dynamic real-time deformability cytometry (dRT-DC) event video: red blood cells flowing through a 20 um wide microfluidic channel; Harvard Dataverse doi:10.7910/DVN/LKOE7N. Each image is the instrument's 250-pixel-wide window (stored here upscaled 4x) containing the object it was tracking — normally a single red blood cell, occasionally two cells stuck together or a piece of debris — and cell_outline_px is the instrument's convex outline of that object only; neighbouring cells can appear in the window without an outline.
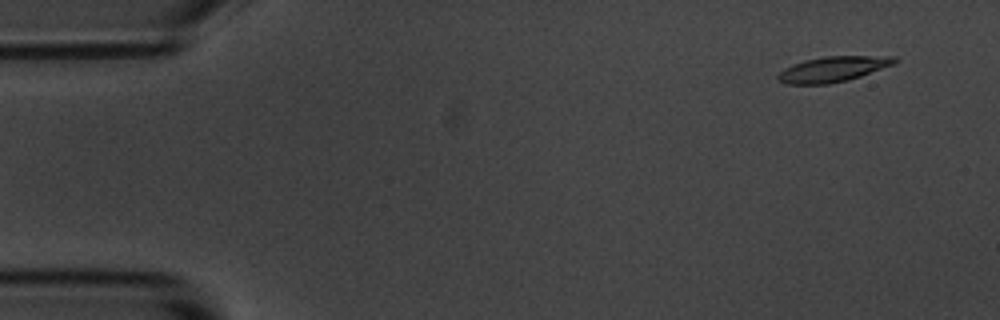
{"species": "common noctule bat (a hibernating species)", "species_latin": "Nyctalus noctula", "temperature_condition": "room temperature", "stored_images_in_passage": 7, "camera_frame_rate_fps": 3000, "um_per_image_px": 0.085, "animal": {"sex": "male", "body_mass_g": 20.1, "forearm_length_mm": 53.5}, "frame": {"image": 1, "passage_image": 1, "time_ms": 0.0, "image_size_px": [1000, 320], "cell_outline_px": [[900, 60], [892, 64], [860, 76], [848, 80], [828, 84], [788, 84], [776, 80], [776, 76], [784, 68], [792, 64], [804, 60], [824, 56], [896, 56]], "centroid_in_image_um": [70.76, 5.87], "position_along_channel_um": 14.2, "area_um2": 17.22}}
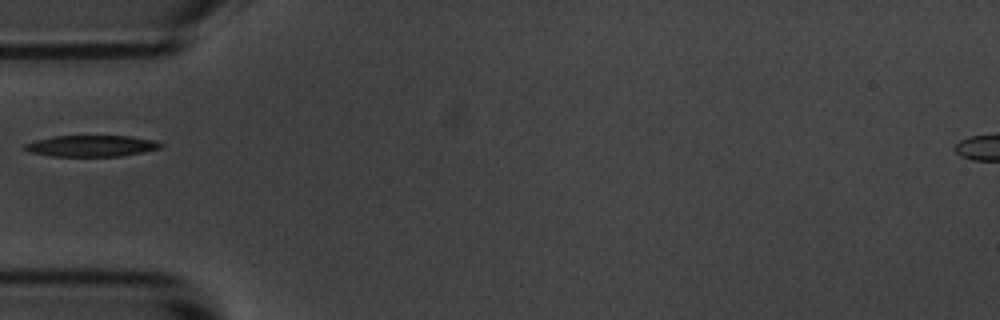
{"frame": {"image": 2, "passage_image": 5, "time_ms": 1.333, "image_size_px": [1000, 320], "cell_outline_px": [[164, 144], [160, 148], [144, 152], [120, 156], [52, 156], [32, 152], [20, 148], [24, 144], [36, 140], [52, 136], [132, 136], [156, 140]], "centroid_in_image_um": [7.79, 12.4], "position_along_channel_um": 77.2, "area_um2": 16.94}}
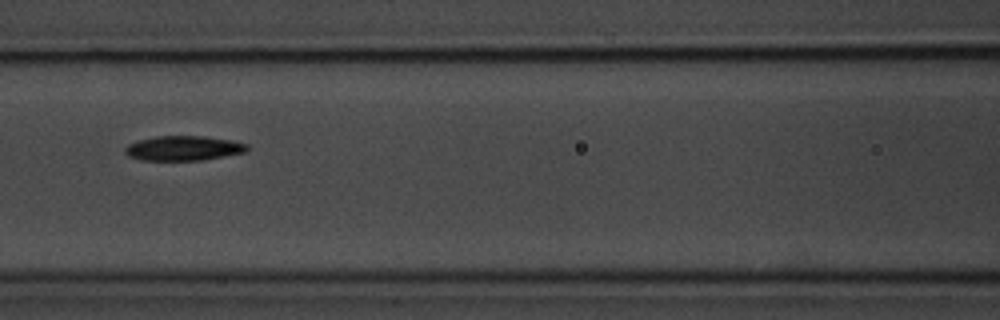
{"frame": {"image": 3, "passage_image": 7, "time_ms": 2.0, "image_size_px": [1000, 320], "cell_outline_px": [[248, 148], [244, 152], [224, 156], [200, 160], [140, 160], [128, 156], [124, 152], [124, 148], [128, 144], [140, 140], [156, 136], [204, 136], [232, 140], [248, 144]], "centroid_in_image_um": [15.57, 12.59], "position_along_channel_um": 151.0, "area_um2": 17.51}}